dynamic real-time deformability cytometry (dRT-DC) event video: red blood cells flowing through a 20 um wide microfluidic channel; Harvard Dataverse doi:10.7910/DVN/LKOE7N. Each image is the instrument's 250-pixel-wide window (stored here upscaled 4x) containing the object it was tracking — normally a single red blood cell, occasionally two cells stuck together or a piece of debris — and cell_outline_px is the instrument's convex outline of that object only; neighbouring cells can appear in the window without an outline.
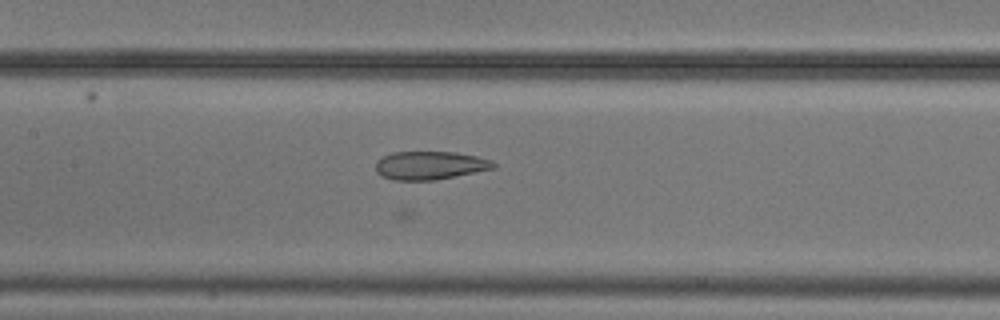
{"species": "common noctule bat (a hibernating species)", "species_latin": "Nyctalus noctula", "temperature_condition": "cold", "stored_images_in_passage": 32, "camera_frame_rate_fps": 3000, "um_per_image_px": 0.085, "animal": {"sex": "male", "body_mass_g": 20.5, "forearm_length_mm": 52.5}, "frame": {"image": 1, "passage_image": 25, "time_ms": 8.0, "image_size_px": [1000, 320], "cell_outline_px": [[496, 168], [436, 180], [396, 180], [380, 176], [376, 172], [376, 160], [392, 152], [456, 152], [476, 156], [492, 160], [496, 164]], "centroid_in_image_um": [36.55, 14.06], "position_along_channel_um": 170.9, "area_um2": 19.54}}
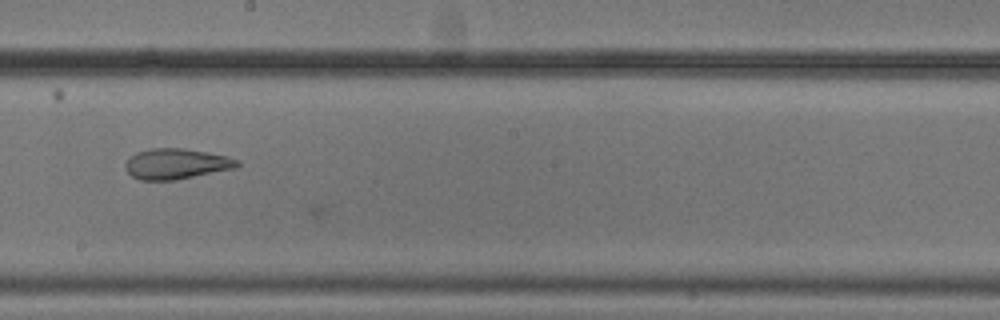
{"frame": {"image": 2, "passage_image": 30, "time_ms": 9.667, "image_size_px": [1000, 320], "cell_outline_px": [[240, 164], [236, 168], [176, 180], [140, 180], [132, 176], [124, 168], [124, 164], [136, 152], [152, 148], [184, 148], [228, 156], [240, 160]], "centroid_in_image_um": [15.0, 13.93], "position_along_channel_um": 233.2, "area_um2": 20.0}}